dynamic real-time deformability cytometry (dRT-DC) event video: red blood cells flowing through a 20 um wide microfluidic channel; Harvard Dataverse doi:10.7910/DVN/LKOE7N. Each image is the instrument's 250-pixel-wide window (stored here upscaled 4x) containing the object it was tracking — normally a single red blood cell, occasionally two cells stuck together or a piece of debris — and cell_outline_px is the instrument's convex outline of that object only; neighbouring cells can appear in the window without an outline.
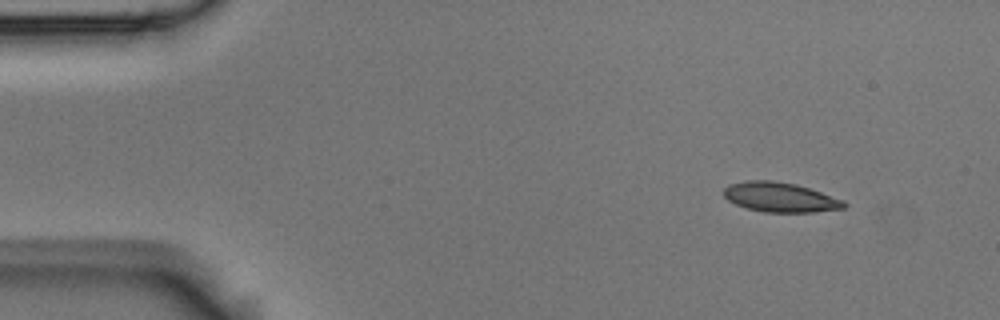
{"species": "Egyptian fruit bat (a non-hibernating species)", "species_latin": "Rousettus aegyptiacus", "temperature_condition": "room temperature", "stored_images_in_passage": 4, "camera_frame_rate_fps": 3000, "um_per_image_px": 0.085, "animal": {"sex": "male"}, "frame": {"image": 1, "passage_image": 1, "time_ms": 0.0, "image_size_px": [1000, 320], "cell_outline_px": [[848, 204], [844, 208], [816, 212], [764, 212], [748, 208], [736, 204], [728, 200], [724, 196], [724, 188], [728, 184], [744, 180], [772, 180], [796, 184], [844, 200]], "centroid_in_image_um": [66.31, 16.76], "position_along_channel_um": 18.7, "area_um2": 20.81}}